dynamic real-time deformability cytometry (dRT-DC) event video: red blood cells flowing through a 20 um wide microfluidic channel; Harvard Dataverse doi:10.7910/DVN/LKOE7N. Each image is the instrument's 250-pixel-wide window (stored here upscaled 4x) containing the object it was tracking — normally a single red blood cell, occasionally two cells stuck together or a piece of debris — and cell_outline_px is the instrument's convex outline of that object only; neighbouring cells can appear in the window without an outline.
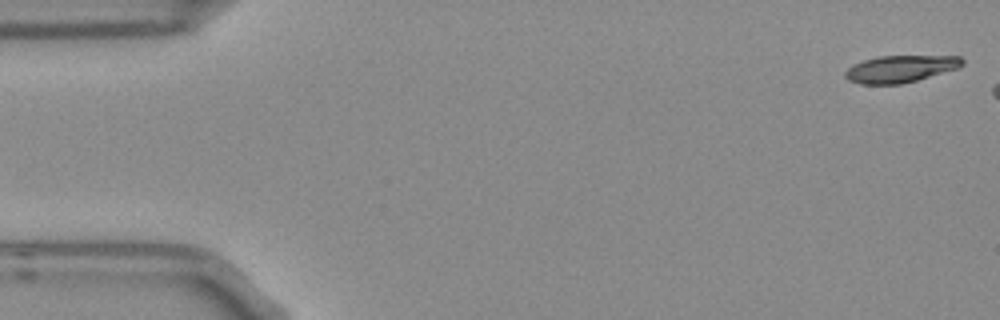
{"species": "Egyptian fruit bat (a non-hibernating species)", "species_latin": "Rousettus aegyptiacus", "temperature_condition": "room temperature", "stored_images_in_passage": 4, "camera_frame_rate_fps": 3000, "um_per_image_px": 0.085, "frame": {"image": 1, "passage_image": 1, "time_ms": 0.0, "image_size_px": [1000, 320], "cell_outline_px": [[964, 64], [956, 68], [916, 80], [900, 84], [860, 84], [848, 80], [844, 76], [844, 72], [848, 68], [864, 60], [880, 56], [960, 56], [964, 60]], "centroid_in_image_um": [76.51, 5.85], "position_along_channel_um": 8.5, "area_um2": 18.15}}